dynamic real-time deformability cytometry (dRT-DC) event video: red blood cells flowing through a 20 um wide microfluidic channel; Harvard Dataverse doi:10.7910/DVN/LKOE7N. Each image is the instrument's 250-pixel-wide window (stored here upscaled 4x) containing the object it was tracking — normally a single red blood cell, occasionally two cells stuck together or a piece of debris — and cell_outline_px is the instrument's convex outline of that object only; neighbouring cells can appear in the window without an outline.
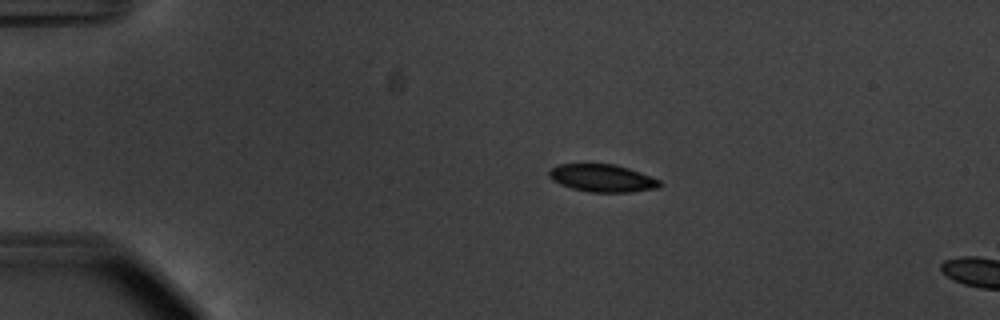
{"species": "common noctule bat (a hibernating species)", "species_latin": "Nyctalus noctula", "temperature_condition": "warm", "stored_images_in_passage": 5, "camera_frame_rate_fps": 3000, "um_per_image_px": 0.085, "animal": {"sex": "male", "body_mass_g": 20.1, "forearm_length_mm": 53.5}, "frame": {"image": 1, "passage_image": 1, "time_ms": 0.0, "image_size_px": [1000, 320], "cell_outline_px": [[664, 184], [660, 188], [628, 192], [588, 192], [572, 188], [560, 184], [552, 180], [548, 176], [548, 172], [556, 164], [616, 164], [640, 172], [660, 180]], "centroid_in_image_um": [51.21, 15.14], "position_along_channel_um": 33.8, "area_um2": 17.92}}